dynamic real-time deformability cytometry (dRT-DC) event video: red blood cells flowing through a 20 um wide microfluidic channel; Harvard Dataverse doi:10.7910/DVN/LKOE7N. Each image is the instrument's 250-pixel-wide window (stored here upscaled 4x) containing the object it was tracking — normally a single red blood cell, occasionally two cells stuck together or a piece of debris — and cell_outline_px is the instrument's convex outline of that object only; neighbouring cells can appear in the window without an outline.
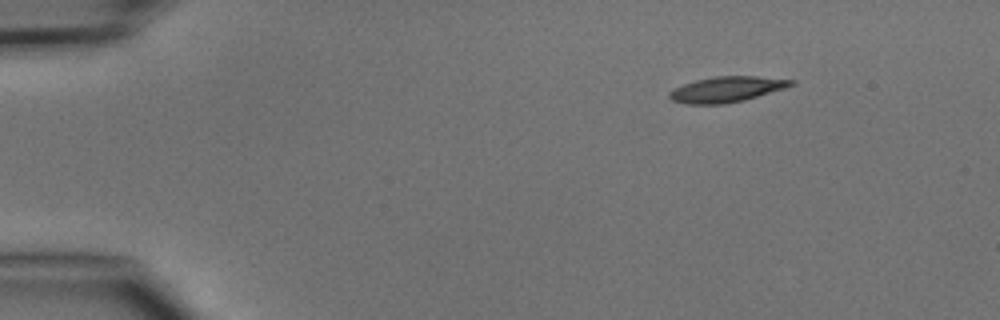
{"species": "common noctule bat (a hibernating species)", "species_latin": "Nyctalus noctula", "temperature_condition": "cold", "stored_images_in_passage": 3, "camera_frame_rate_fps": 3000, "um_per_image_px": 0.085, "animal": {"sex": "male", "body_mass_g": 15.6}, "frame": {"image": 1, "passage_image": 1, "time_ms": 0.0, "image_size_px": [1000, 320], "cell_outline_px": [[796, 84], [784, 88], [744, 100], [724, 104], [684, 104], [672, 100], [668, 96], [668, 92], [684, 84], [696, 80], [712, 76], [756, 76], [796, 80]], "centroid_in_image_um": [61.76, 7.59], "position_along_channel_um": 23.2, "area_um2": 18.09}}